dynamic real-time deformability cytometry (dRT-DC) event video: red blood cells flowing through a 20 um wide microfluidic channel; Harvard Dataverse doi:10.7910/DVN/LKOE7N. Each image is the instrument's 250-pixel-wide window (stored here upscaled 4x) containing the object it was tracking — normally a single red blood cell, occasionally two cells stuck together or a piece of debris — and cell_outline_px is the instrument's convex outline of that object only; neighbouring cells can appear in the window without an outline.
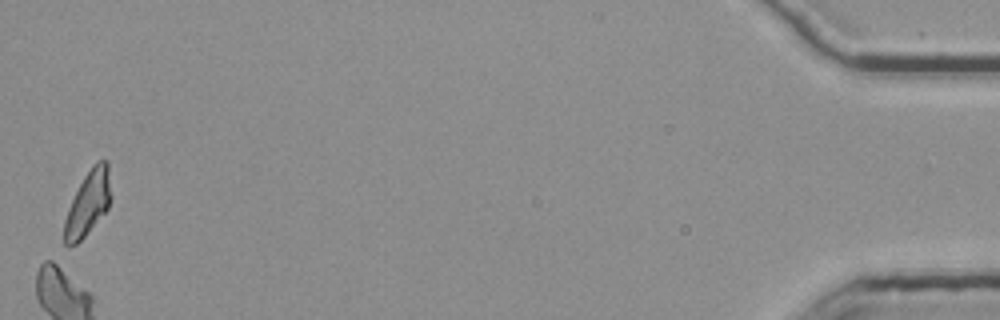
{"species": "common noctule bat (a hibernating species)", "species_latin": "Nyctalus noctula", "temperature_condition": "room temperature", "stored_images_in_passage": 51, "camera_frame_rate_fps": 3000, "um_per_image_px": 0.085, "animal": {"sex": "female", "body_mass_g": 25.1}, "frame": {"image": 1, "passage_image": 51, "time_ms": 16.667, "image_size_px": [1000, 320], "cell_outline_px": [[112, 200], [108, 208], [84, 236], [76, 244], [64, 244], [64, 220], [68, 208], [84, 176], [92, 164], [96, 160], [108, 160], [112, 196]], "centroid_in_image_um": [7.52, 17.2], "position_along_channel_um": 427.7, "area_um2": 17.51}}